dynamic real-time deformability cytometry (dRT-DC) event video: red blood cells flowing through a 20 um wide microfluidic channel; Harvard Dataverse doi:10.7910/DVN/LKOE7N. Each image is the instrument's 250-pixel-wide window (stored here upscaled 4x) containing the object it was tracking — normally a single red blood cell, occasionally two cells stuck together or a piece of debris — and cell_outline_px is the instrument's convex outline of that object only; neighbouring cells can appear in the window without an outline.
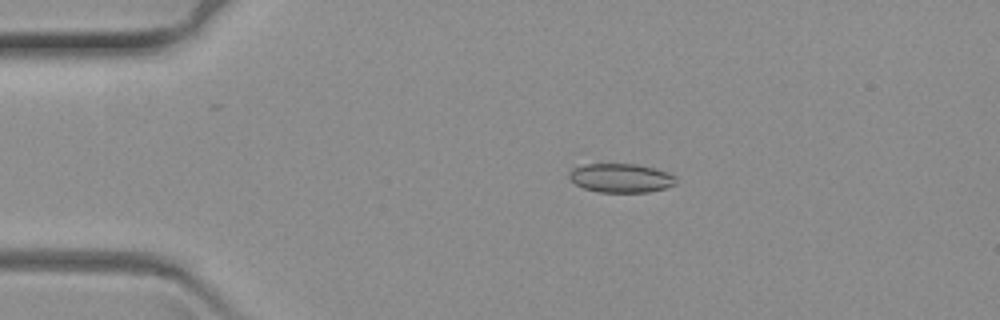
{"species": "common noctule bat (a hibernating species)", "species_latin": "Nyctalus noctula", "temperature_condition": "warm", "stored_images_in_passage": 63, "camera_frame_rate_fps": 3000, "um_per_image_px": 0.085, "animal": {"sex": "female", "body_mass_g": 19.3, "forearm_length_mm": 54.1}, "frame": {"image": 1, "passage_image": 12, "time_ms": 3.667, "image_size_px": [1000, 320], "cell_outline_px": [[676, 184], [664, 188], [648, 192], [596, 192], [584, 188], [576, 184], [568, 176], [568, 172], [572, 168], [584, 164], [636, 164], [656, 168], [676, 176]], "centroid_in_image_um": [52.77, 15.13], "position_along_channel_um": 32.2, "area_um2": 18.09}}
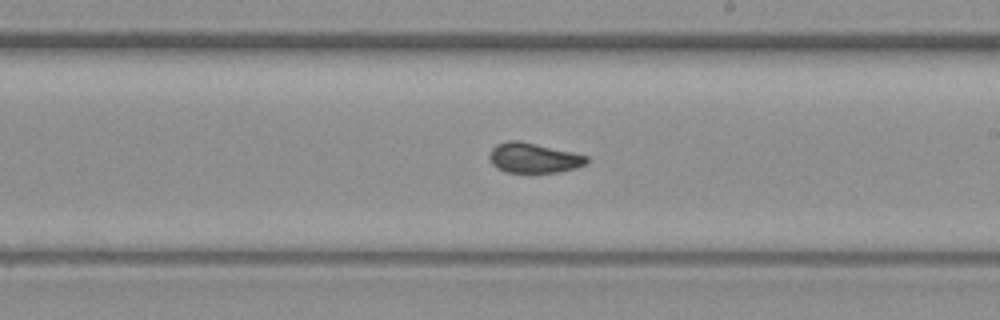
{"frame": {"image": 2, "passage_image": 36, "time_ms": 11.667, "image_size_px": [1000, 320], "cell_outline_px": [[588, 164], [576, 168], [560, 172], [504, 172], [496, 168], [492, 164], [488, 156], [488, 152], [496, 144], [508, 140], [516, 140], [572, 152], [588, 156]], "centroid_in_image_um": [45.33, 13.43], "position_along_channel_um": 243.7, "area_um2": 17.05}}
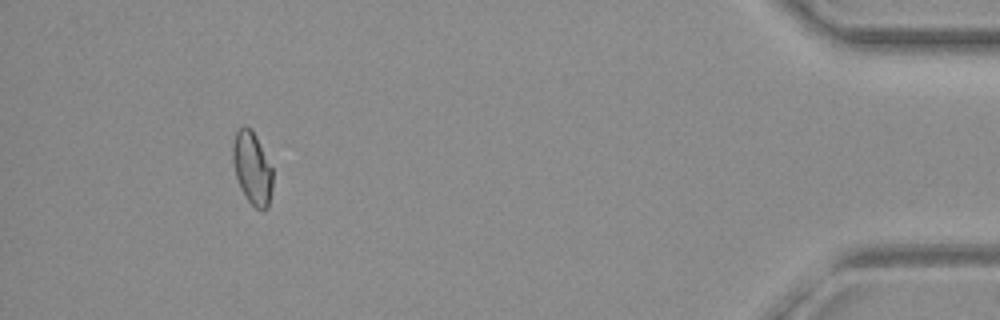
{"frame": {"image": 3, "passage_image": 58, "time_ms": 19.0, "image_size_px": [1000, 320], "cell_outline_px": [[272, 188], [268, 208], [256, 208], [248, 200], [240, 188], [236, 176], [232, 160], [232, 144], [236, 132], [244, 124], [252, 128], [272, 168]], "centroid_in_image_um": [21.42, 14.25], "position_along_channel_um": 413.8, "area_um2": 16.82}}